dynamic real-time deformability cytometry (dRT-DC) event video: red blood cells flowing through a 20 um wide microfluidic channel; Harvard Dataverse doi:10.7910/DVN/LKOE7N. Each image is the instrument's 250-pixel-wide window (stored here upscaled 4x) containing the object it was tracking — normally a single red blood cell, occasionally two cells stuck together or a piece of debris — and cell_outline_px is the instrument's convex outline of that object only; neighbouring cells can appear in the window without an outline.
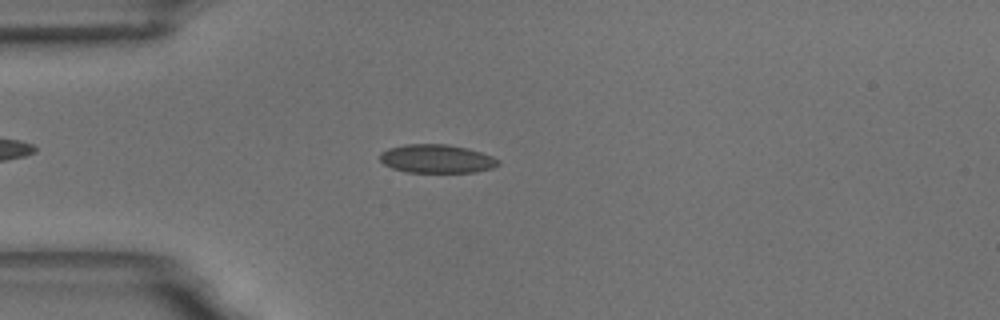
{"species": "common noctule bat (a hibernating species)", "species_latin": "Nyctalus noctula", "temperature_condition": "room temperature", "stored_images_in_passage": 10, "camera_frame_rate_fps": 3000, "um_per_image_px": 0.085, "animal": {"sex": "male", "body_mass_g": 18.8}, "frame": {"image": 1, "passage_image": 5, "time_ms": 4.667, "image_size_px": [1000, 320], "cell_outline_px": [[500, 164], [492, 168], [476, 172], [408, 172], [392, 168], [384, 164], [380, 160], [380, 152], [388, 148], [404, 144], [448, 144], [468, 148], [492, 156], [500, 160]], "centroid_in_image_um": [37.12, 13.49], "position_along_channel_um": 47.9, "area_um2": 19.77}}
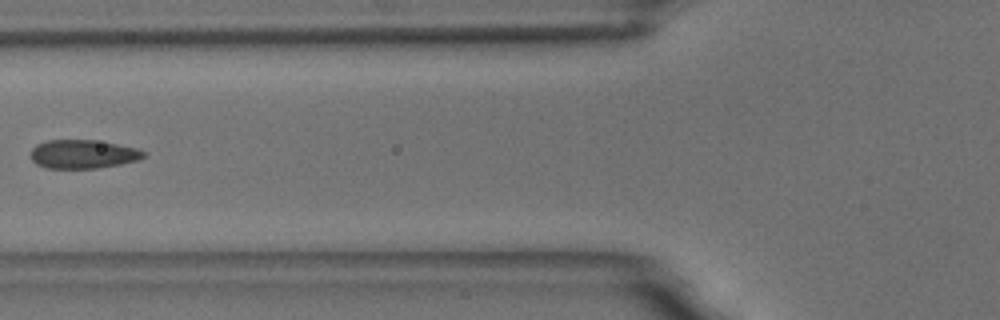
{"frame": {"image": 2, "passage_image": 7, "time_ms": 7.0, "image_size_px": [1000, 320], "cell_outline_px": [[148, 152], [144, 156], [136, 160], [120, 164], [96, 168], [48, 168], [36, 164], [28, 156], [32, 148], [36, 144], [48, 140], [96, 140], [136, 148]], "centroid_in_image_um": [7.01, 13.09], "position_along_channel_um": 118.8, "area_um2": 18.9}}
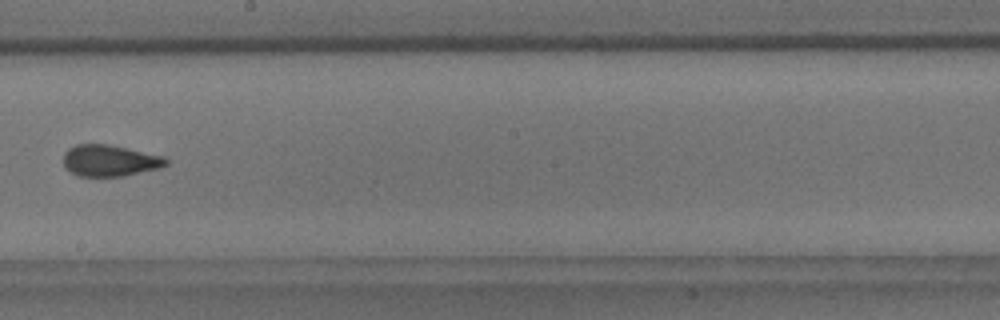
{"frame": {"image": 3, "passage_image": 10, "time_ms": 10.333, "image_size_px": [1000, 320], "cell_outline_px": [[168, 164], [160, 168], [124, 176], [80, 176], [64, 168], [64, 152], [68, 148], [76, 144], [108, 144], [128, 148], [164, 156], [168, 160]], "centroid_in_image_um": [9.34, 13.64], "position_along_channel_um": 238.9, "area_um2": 18.9}}